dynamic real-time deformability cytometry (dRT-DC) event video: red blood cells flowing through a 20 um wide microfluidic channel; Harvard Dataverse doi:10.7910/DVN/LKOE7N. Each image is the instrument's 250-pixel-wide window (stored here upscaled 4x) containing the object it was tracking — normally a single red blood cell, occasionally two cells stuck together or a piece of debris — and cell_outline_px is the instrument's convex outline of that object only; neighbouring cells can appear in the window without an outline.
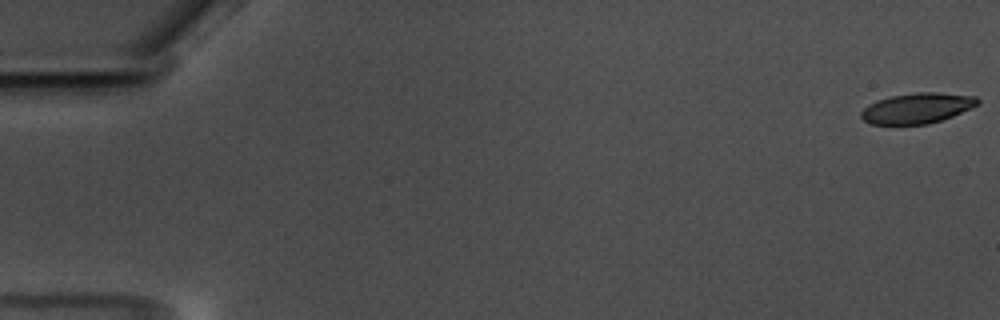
{"species": "common noctule bat (a hibernating species)", "species_latin": "Nyctalus noctula", "temperature_condition": "warm", "stored_images_in_passage": 12, "camera_frame_rate_fps": 3000, "um_per_image_px": 0.085, "animal": {"sex": "male", "body_mass_g": 17.5, "forearm_length_mm": 52.3}, "frame": {"image": 1, "passage_image": 1, "time_ms": 0.0, "image_size_px": [1000, 320], "cell_outline_px": [[980, 104], [972, 108], [952, 116], [928, 124], [872, 124], [864, 120], [860, 116], [860, 112], [868, 104], [876, 100], [892, 96], [916, 92], [936, 92], [976, 96], [980, 100]], "centroid_in_image_um": [77.97, 9.18], "position_along_channel_um": 7.0, "area_um2": 20.69}}